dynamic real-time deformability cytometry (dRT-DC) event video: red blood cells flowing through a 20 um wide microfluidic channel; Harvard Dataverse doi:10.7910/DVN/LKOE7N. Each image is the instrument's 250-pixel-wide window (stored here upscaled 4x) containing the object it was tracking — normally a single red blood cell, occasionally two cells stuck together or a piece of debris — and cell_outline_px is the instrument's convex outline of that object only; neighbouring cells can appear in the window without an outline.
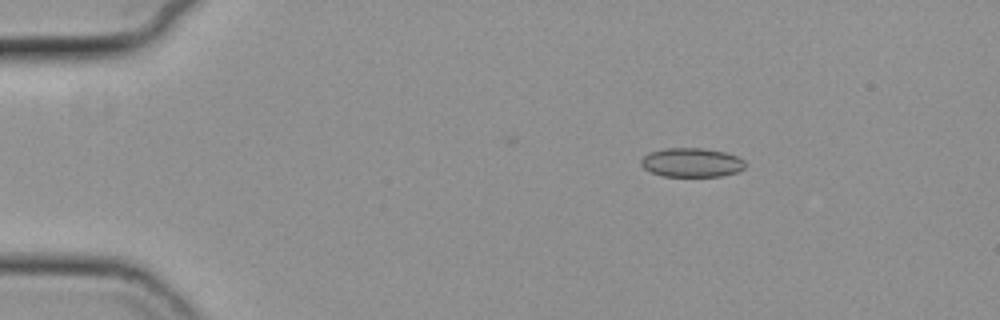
{"species": "common noctule bat (a hibernating species)", "species_latin": "Nyctalus noctula", "temperature_condition": "cold", "stored_images_in_passage": 48, "camera_frame_rate_fps": 3000, "um_per_image_px": 0.085, "animal": {"sex": "female", "body_mass_g": 19.3, "forearm_length_mm": 54.1}, "frame": {"image": 1, "passage_image": 1, "time_ms": 0.0, "image_size_px": [1000, 320], "cell_outline_px": [[744, 168], [740, 172], [720, 176], [664, 176], [652, 172], [644, 168], [640, 164], [640, 160], [648, 152], [664, 148], [704, 148], [724, 152], [736, 156], [744, 160]], "centroid_in_image_um": [58.78, 13.81], "position_along_channel_um": 26.2, "area_um2": 17.69}}
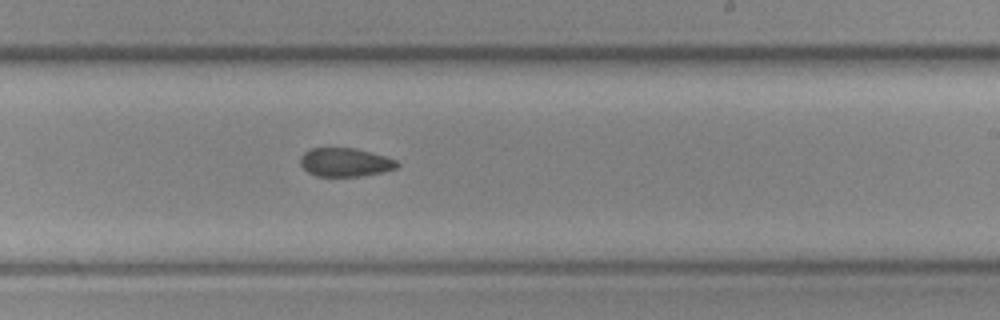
{"frame": {"image": 2, "passage_image": 26, "time_ms": 8.333, "image_size_px": [1000, 320], "cell_outline_px": [[400, 164], [396, 168], [380, 172], [360, 176], [316, 176], [308, 172], [300, 164], [300, 156], [304, 152], [312, 148], [356, 148], [384, 156], [396, 160]], "centroid_in_image_um": [29.31, 13.79], "position_along_channel_um": 259.7, "area_um2": 16.01}}
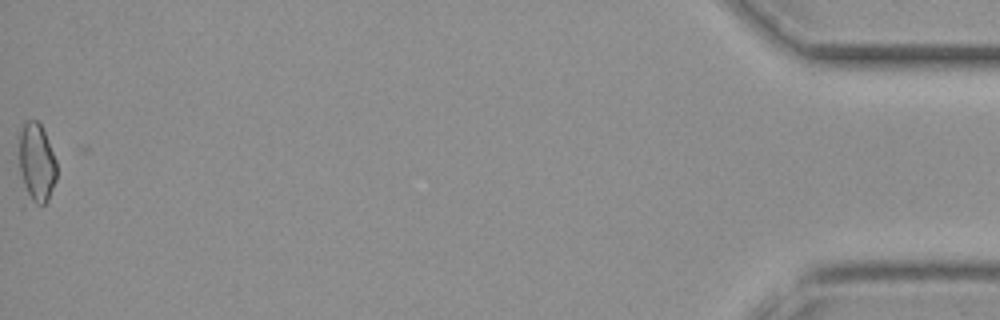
{"frame": {"image": 3, "passage_image": 48, "time_ms": 15.667, "image_size_px": [1000, 320], "cell_outline_px": [[56, 180], [48, 200], [44, 204], [24, 208], [20, 208], [16, 136], [24, 124], [28, 120], [36, 120], [40, 124], [44, 132], [56, 160]], "centroid_in_image_um": [2.95, 14.06], "position_along_channel_um": 432.2, "area_um2": 19.71}, "authors_computed_cell_mechanics": {"area_um2": 17.5134, "velocity_mm_per_s": 3.7388, "shape_relaxation_time_tau1_ms": null, "shape_relaxation_time_tau2_ms": 5.6503, "deformation_change_tau1": null, "deformation_change_tau2": 0.0892}}